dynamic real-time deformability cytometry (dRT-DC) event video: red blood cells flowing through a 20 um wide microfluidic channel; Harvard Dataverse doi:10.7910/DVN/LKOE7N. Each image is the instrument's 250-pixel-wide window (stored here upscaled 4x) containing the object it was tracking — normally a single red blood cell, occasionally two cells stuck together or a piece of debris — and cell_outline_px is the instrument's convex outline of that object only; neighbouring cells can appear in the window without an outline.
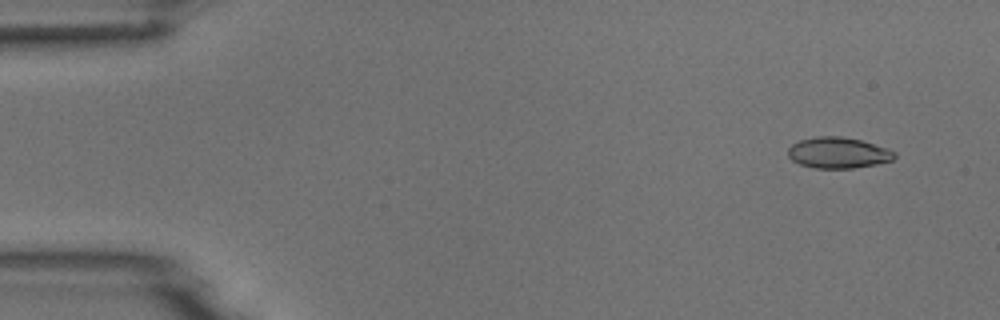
{"species": "common noctule bat (a hibernating species)", "species_latin": "Nyctalus noctula", "temperature_condition": "room temperature", "stored_images_in_passage": 6, "camera_frame_rate_fps": 3000, "um_per_image_px": 0.085, "animal": {"sex": "male", "body_mass_g": 18.8}, "frame": {"image": 1, "passage_image": 1, "time_ms": 0.0, "image_size_px": [1000, 320], "cell_outline_px": [[896, 156], [892, 160], [876, 164], [852, 168], [816, 168], [800, 164], [792, 160], [788, 156], [788, 148], [792, 144], [800, 140], [816, 136], [840, 136], [860, 140], [896, 152]], "centroid_in_image_um": [71.21, 12.98], "position_along_channel_um": 13.8, "area_um2": 19.02}}